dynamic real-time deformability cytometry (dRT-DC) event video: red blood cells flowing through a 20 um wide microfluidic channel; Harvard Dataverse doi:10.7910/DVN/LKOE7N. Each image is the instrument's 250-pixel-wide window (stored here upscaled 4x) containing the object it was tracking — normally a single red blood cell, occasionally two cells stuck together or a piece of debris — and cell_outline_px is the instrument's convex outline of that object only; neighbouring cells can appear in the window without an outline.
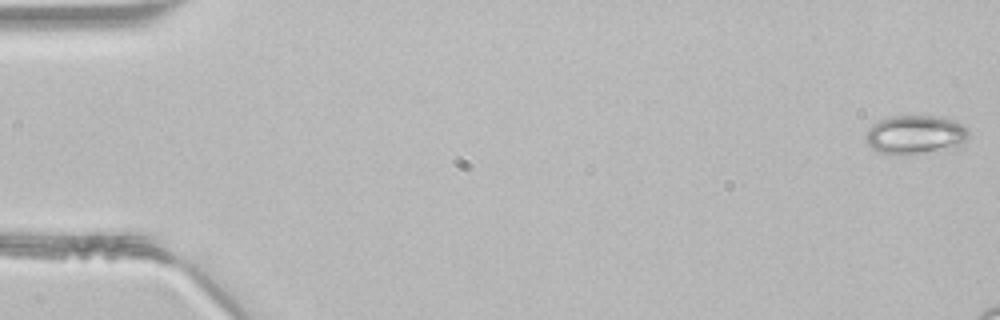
{"species": "common noctule bat (a hibernating species)", "species_latin": "Nyctalus noctula", "temperature_condition": "room temperature", "stored_images_in_passage": 10, "camera_frame_rate_fps": 3000, "um_per_image_px": 0.085, "animal": {"sex": "male", "body_mass_g": 21.5, "forearm_length_mm": 52.0}, "frame": {"image": 1, "passage_image": 1, "time_ms": 0.0, "image_size_px": [1000, 320], "cell_outline_px": [[968, 136], [964, 144], [960, 148], [912, 156], [888, 156], [872, 148], [868, 144], [864, 136], [868, 128], [872, 124], [880, 120], [892, 116], [940, 116], [956, 120], [968, 128]], "centroid_in_image_um": [77.84, 11.5], "position_along_channel_um": 7.2, "area_um2": 24.51}}